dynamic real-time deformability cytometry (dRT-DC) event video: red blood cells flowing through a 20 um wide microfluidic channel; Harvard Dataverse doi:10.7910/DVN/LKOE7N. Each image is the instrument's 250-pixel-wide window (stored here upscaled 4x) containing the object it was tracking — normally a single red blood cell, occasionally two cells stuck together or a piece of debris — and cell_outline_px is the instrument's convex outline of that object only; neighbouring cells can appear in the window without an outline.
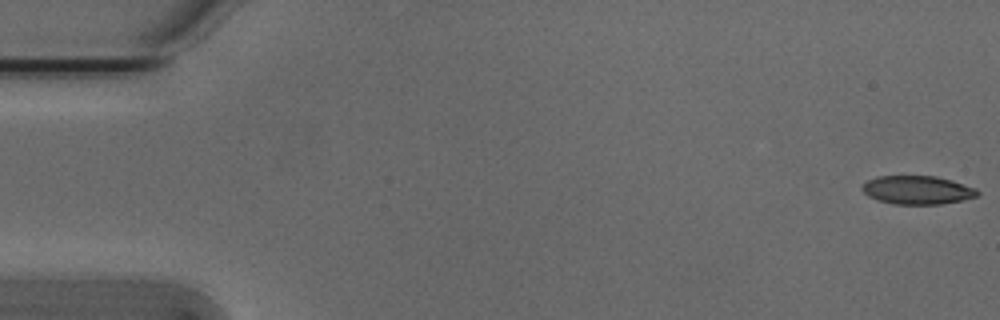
{"species": "Egyptian fruit bat (a non-hibernating species)", "species_latin": "Rousettus aegyptiacus", "temperature_condition": "cold", "stored_images_in_passage": 17, "camera_frame_rate_fps": 3000, "um_per_image_px": 0.085, "animal": {"sex": "male"}, "frame": {"image": 1, "passage_image": 1, "time_ms": 0.0, "image_size_px": [1000, 320], "cell_outline_px": [[980, 192], [976, 196], [960, 200], [940, 204], [896, 204], [876, 200], [868, 196], [860, 188], [868, 180], [876, 176], [936, 176], [952, 180], [976, 188]], "centroid_in_image_um": [77.95, 16.14], "position_along_channel_um": 7.0, "area_um2": 19.07}}
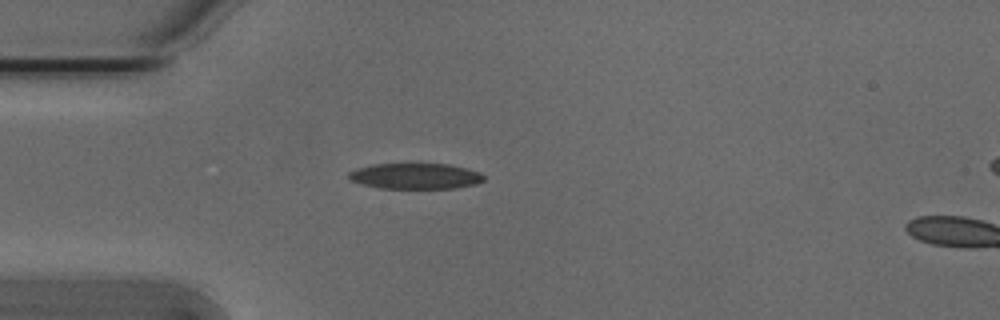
{"frame": {"image": 2, "passage_image": 15, "time_ms": 4.667, "image_size_px": [1000, 320], "cell_outline_px": [[484, 180], [476, 184], [456, 188], [380, 188], [364, 184], [352, 180], [348, 176], [348, 172], [356, 168], [372, 164], [448, 164], [468, 168], [480, 172], [484, 176]], "centroid_in_image_um": [35.34, 14.96], "position_along_channel_um": 49.7, "area_um2": 20.23}}